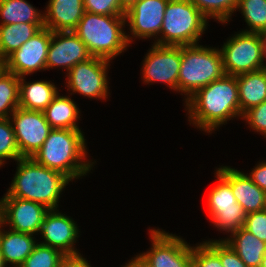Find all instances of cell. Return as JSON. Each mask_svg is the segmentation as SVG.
Segmentation results:
<instances>
[{"label":"cell","instance_id":"11","mask_svg":"<svg viewBox=\"0 0 266 267\" xmlns=\"http://www.w3.org/2000/svg\"><path fill=\"white\" fill-rule=\"evenodd\" d=\"M9 119L13 125L20 156L32 158L52 130L43 111L18 107Z\"/></svg>","mask_w":266,"mask_h":267},{"label":"cell","instance_id":"8","mask_svg":"<svg viewBox=\"0 0 266 267\" xmlns=\"http://www.w3.org/2000/svg\"><path fill=\"white\" fill-rule=\"evenodd\" d=\"M215 175L219 182L207 196L209 219L218 230L232 234L244 227L247 214L237 203L230 183L217 170Z\"/></svg>","mask_w":266,"mask_h":267},{"label":"cell","instance_id":"29","mask_svg":"<svg viewBox=\"0 0 266 267\" xmlns=\"http://www.w3.org/2000/svg\"><path fill=\"white\" fill-rule=\"evenodd\" d=\"M208 19L213 18L227 24L237 10L239 0H190Z\"/></svg>","mask_w":266,"mask_h":267},{"label":"cell","instance_id":"23","mask_svg":"<svg viewBox=\"0 0 266 267\" xmlns=\"http://www.w3.org/2000/svg\"><path fill=\"white\" fill-rule=\"evenodd\" d=\"M230 237L223 241L238 254L246 266L260 267L266 254V242L261 241L244 227L239 228Z\"/></svg>","mask_w":266,"mask_h":267},{"label":"cell","instance_id":"12","mask_svg":"<svg viewBox=\"0 0 266 267\" xmlns=\"http://www.w3.org/2000/svg\"><path fill=\"white\" fill-rule=\"evenodd\" d=\"M142 65V78L145 83H165L172 90L178 92L181 46L158 45L153 43Z\"/></svg>","mask_w":266,"mask_h":267},{"label":"cell","instance_id":"35","mask_svg":"<svg viewBox=\"0 0 266 267\" xmlns=\"http://www.w3.org/2000/svg\"><path fill=\"white\" fill-rule=\"evenodd\" d=\"M242 118L250 125L249 127L255 132H259L266 138V100L247 110Z\"/></svg>","mask_w":266,"mask_h":267},{"label":"cell","instance_id":"40","mask_svg":"<svg viewBox=\"0 0 266 267\" xmlns=\"http://www.w3.org/2000/svg\"><path fill=\"white\" fill-rule=\"evenodd\" d=\"M120 5L127 10L130 6H132L138 0H118Z\"/></svg>","mask_w":266,"mask_h":267},{"label":"cell","instance_id":"44","mask_svg":"<svg viewBox=\"0 0 266 267\" xmlns=\"http://www.w3.org/2000/svg\"><path fill=\"white\" fill-rule=\"evenodd\" d=\"M260 267H266V254L264 255V258L261 261Z\"/></svg>","mask_w":266,"mask_h":267},{"label":"cell","instance_id":"33","mask_svg":"<svg viewBox=\"0 0 266 267\" xmlns=\"http://www.w3.org/2000/svg\"><path fill=\"white\" fill-rule=\"evenodd\" d=\"M220 257L223 267H247L238 254L222 239L205 241Z\"/></svg>","mask_w":266,"mask_h":267},{"label":"cell","instance_id":"45","mask_svg":"<svg viewBox=\"0 0 266 267\" xmlns=\"http://www.w3.org/2000/svg\"><path fill=\"white\" fill-rule=\"evenodd\" d=\"M2 201L0 199V225H1Z\"/></svg>","mask_w":266,"mask_h":267},{"label":"cell","instance_id":"36","mask_svg":"<svg viewBox=\"0 0 266 267\" xmlns=\"http://www.w3.org/2000/svg\"><path fill=\"white\" fill-rule=\"evenodd\" d=\"M244 228L266 242V209L247 214Z\"/></svg>","mask_w":266,"mask_h":267},{"label":"cell","instance_id":"32","mask_svg":"<svg viewBox=\"0 0 266 267\" xmlns=\"http://www.w3.org/2000/svg\"><path fill=\"white\" fill-rule=\"evenodd\" d=\"M192 246L194 267H223L218 254L205 242Z\"/></svg>","mask_w":266,"mask_h":267},{"label":"cell","instance_id":"7","mask_svg":"<svg viewBox=\"0 0 266 267\" xmlns=\"http://www.w3.org/2000/svg\"><path fill=\"white\" fill-rule=\"evenodd\" d=\"M225 74L237 76L266 68L264 41L260 33L241 31L220 49Z\"/></svg>","mask_w":266,"mask_h":267},{"label":"cell","instance_id":"15","mask_svg":"<svg viewBox=\"0 0 266 267\" xmlns=\"http://www.w3.org/2000/svg\"><path fill=\"white\" fill-rule=\"evenodd\" d=\"M169 0H138L125 13L126 23L133 38H153L158 44L164 12ZM158 35V36H157Z\"/></svg>","mask_w":266,"mask_h":267},{"label":"cell","instance_id":"27","mask_svg":"<svg viewBox=\"0 0 266 267\" xmlns=\"http://www.w3.org/2000/svg\"><path fill=\"white\" fill-rule=\"evenodd\" d=\"M19 81L20 77L7 70L0 77V119L10 118L19 107Z\"/></svg>","mask_w":266,"mask_h":267},{"label":"cell","instance_id":"19","mask_svg":"<svg viewBox=\"0 0 266 267\" xmlns=\"http://www.w3.org/2000/svg\"><path fill=\"white\" fill-rule=\"evenodd\" d=\"M44 27L52 32L73 31L85 12L83 0H49Z\"/></svg>","mask_w":266,"mask_h":267},{"label":"cell","instance_id":"20","mask_svg":"<svg viewBox=\"0 0 266 267\" xmlns=\"http://www.w3.org/2000/svg\"><path fill=\"white\" fill-rule=\"evenodd\" d=\"M0 225V250L5 265L9 264L12 267H20L25 259L32 253L35 245L34 235L25 234L9 229L5 231ZM3 230V231H2Z\"/></svg>","mask_w":266,"mask_h":267},{"label":"cell","instance_id":"30","mask_svg":"<svg viewBox=\"0 0 266 267\" xmlns=\"http://www.w3.org/2000/svg\"><path fill=\"white\" fill-rule=\"evenodd\" d=\"M65 256L58 249L38 242L20 267H62Z\"/></svg>","mask_w":266,"mask_h":267},{"label":"cell","instance_id":"43","mask_svg":"<svg viewBox=\"0 0 266 267\" xmlns=\"http://www.w3.org/2000/svg\"><path fill=\"white\" fill-rule=\"evenodd\" d=\"M0 267H6L4 260H3V257H2L1 250H0Z\"/></svg>","mask_w":266,"mask_h":267},{"label":"cell","instance_id":"41","mask_svg":"<svg viewBox=\"0 0 266 267\" xmlns=\"http://www.w3.org/2000/svg\"><path fill=\"white\" fill-rule=\"evenodd\" d=\"M7 70L6 67V60L0 58V77L2 76V74Z\"/></svg>","mask_w":266,"mask_h":267},{"label":"cell","instance_id":"21","mask_svg":"<svg viewBox=\"0 0 266 267\" xmlns=\"http://www.w3.org/2000/svg\"><path fill=\"white\" fill-rule=\"evenodd\" d=\"M25 76L19 81V107L26 110L44 111L59 93L50 81L26 82Z\"/></svg>","mask_w":266,"mask_h":267},{"label":"cell","instance_id":"4","mask_svg":"<svg viewBox=\"0 0 266 267\" xmlns=\"http://www.w3.org/2000/svg\"><path fill=\"white\" fill-rule=\"evenodd\" d=\"M125 15H101L84 12L73 32L83 41L92 57L112 60L130 43L132 36L124 32Z\"/></svg>","mask_w":266,"mask_h":267},{"label":"cell","instance_id":"37","mask_svg":"<svg viewBox=\"0 0 266 267\" xmlns=\"http://www.w3.org/2000/svg\"><path fill=\"white\" fill-rule=\"evenodd\" d=\"M247 176L263 191L266 192V161L259 162Z\"/></svg>","mask_w":266,"mask_h":267},{"label":"cell","instance_id":"42","mask_svg":"<svg viewBox=\"0 0 266 267\" xmlns=\"http://www.w3.org/2000/svg\"><path fill=\"white\" fill-rule=\"evenodd\" d=\"M261 35L264 41V58H266V31L263 32Z\"/></svg>","mask_w":266,"mask_h":267},{"label":"cell","instance_id":"5","mask_svg":"<svg viewBox=\"0 0 266 267\" xmlns=\"http://www.w3.org/2000/svg\"><path fill=\"white\" fill-rule=\"evenodd\" d=\"M224 75L219 48H207L200 44L181 46L178 91L187 97L185 102L199 89Z\"/></svg>","mask_w":266,"mask_h":267},{"label":"cell","instance_id":"18","mask_svg":"<svg viewBox=\"0 0 266 267\" xmlns=\"http://www.w3.org/2000/svg\"><path fill=\"white\" fill-rule=\"evenodd\" d=\"M217 171L230 183L232 193L246 214L266 209V192L260 189L247 174L229 166Z\"/></svg>","mask_w":266,"mask_h":267},{"label":"cell","instance_id":"14","mask_svg":"<svg viewBox=\"0 0 266 267\" xmlns=\"http://www.w3.org/2000/svg\"><path fill=\"white\" fill-rule=\"evenodd\" d=\"M1 201L2 226L9 225L11 230L31 235L40 232L42 222L49 211L47 207L33 201L10 197L7 194H4Z\"/></svg>","mask_w":266,"mask_h":267},{"label":"cell","instance_id":"10","mask_svg":"<svg viewBox=\"0 0 266 267\" xmlns=\"http://www.w3.org/2000/svg\"><path fill=\"white\" fill-rule=\"evenodd\" d=\"M151 249L140 255L152 267H194L192 246L180 236L150 229Z\"/></svg>","mask_w":266,"mask_h":267},{"label":"cell","instance_id":"28","mask_svg":"<svg viewBox=\"0 0 266 267\" xmlns=\"http://www.w3.org/2000/svg\"><path fill=\"white\" fill-rule=\"evenodd\" d=\"M237 10L249 26V30L243 31L260 34L266 31V0H239Z\"/></svg>","mask_w":266,"mask_h":267},{"label":"cell","instance_id":"13","mask_svg":"<svg viewBox=\"0 0 266 267\" xmlns=\"http://www.w3.org/2000/svg\"><path fill=\"white\" fill-rule=\"evenodd\" d=\"M52 31L43 27L21 47L10 54L6 60L7 71L18 77L47 70L46 60Z\"/></svg>","mask_w":266,"mask_h":267},{"label":"cell","instance_id":"2","mask_svg":"<svg viewBox=\"0 0 266 267\" xmlns=\"http://www.w3.org/2000/svg\"><path fill=\"white\" fill-rule=\"evenodd\" d=\"M86 139L81 130L52 129L42 147L32 157L37 163L57 170L71 181L87 175L94 161H86Z\"/></svg>","mask_w":266,"mask_h":267},{"label":"cell","instance_id":"25","mask_svg":"<svg viewBox=\"0 0 266 267\" xmlns=\"http://www.w3.org/2000/svg\"><path fill=\"white\" fill-rule=\"evenodd\" d=\"M44 27V23L0 25V58L6 59Z\"/></svg>","mask_w":266,"mask_h":267},{"label":"cell","instance_id":"34","mask_svg":"<svg viewBox=\"0 0 266 267\" xmlns=\"http://www.w3.org/2000/svg\"><path fill=\"white\" fill-rule=\"evenodd\" d=\"M84 10L101 15H125L126 10L118 0H83Z\"/></svg>","mask_w":266,"mask_h":267},{"label":"cell","instance_id":"22","mask_svg":"<svg viewBox=\"0 0 266 267\" xmlns=\"http://www.w3.org/2000/svg\"><path fill=\"white\" fill-rule=\"evenodd\" d=\"M238 95L242 115L266 100V68L237 75Z\"/></svg>","mask_w":266,"mask_h":267},{"label":"cell","instance_id":"1","mask_svg":"<svg viewBox=\"0 0 266 267\" xmlns=\"http://www.w3.org/2000/svg\"><path fill=\"white\" fill-rule=\"evenodd\" d=\"M185 103L190 124L212 133L228 120L241 117L237 76L225 74L199 89Z\"/></svg>","mask_w":266,"mask_h":267},{"label":"cell","instance_id":"24","mask_svg":"<svg viewBox=\"0 0 266 267\" xmlns=\"http://www.w3.org/2000/svg\"><path fill=\"white\" fill-rule=\"evenodd\" d=\"M43 113L52 129L81 130L77 122L80 111L70 96H59L58 93Z\"/></svg>","mask_w":266,"mask_h":267},{"label":"cell","instance_id":"16","mask_svg":"<svg viewBox=\"0 0 266 267\" xmlns=\"http://www.w3.org/2000/svg\"><path fill=\"white\" fill-rule=\"evenodd\" d=\"M75 221L58 209H50L42 222L40 234L44 241L39 243L58 249L64 255L79 254L74 244L79 237Z\"/></svg>","mask_w":266,"mask_h":267},{"label":"cell","instance_id":"3","mask_svg":"<svg viewBox=\"0 0 266 267\" xmlns=\"http://www.w3.org/2000/svg\"><path fill=\"white\" fill-rule=\"evenodd\" d=\"M16 162L17 171L6 194L42 204L49 210L57 209L61 192L71 180L30 157H21Z\"/></svg>","mask_w":266,"mask_h":267},{"label":"cell","instance_id":"31","mask_svg":"<svg viewBox=\"0 0 266 267\" xmlns=\"http://www.w3.org/2000/svg\"><path fill=\"white\" fill-rule=\"evenodd\" d=\"M13 125L9 118L0 119V167L4 165L5 159H20Z\"/></svg>","mask_w":266,"mask_h":267},{"label":"cell","instance_id":"39","mask_svg":"<svg viewBox=\"0 0 266 267\" xmlns=\"http://www.w3.org/2000/svg\"><path fill=\"white\" fill-rule=\"evenodd\" d=\"M123 267H152V266L140 254H138L136 255V257H134V259L132 258Z\"/></svg>","mask_w":266,"mask_h":267},{"label":"cell","instance_id":"17","mask_svg":"<svg viewBox=\"0 0 266 267\" xmlns=\"http://www.w3.org/2000/svg\"><path fill=\"white\" fill-rule=\"evenodd\" d=\"M91 57L86 45L73 31L52 32L46 60L47 70L62 67L68 72L77 63Z\"/></svg>","mask_w":266,"mask_h":267},{"label":"cell","instance_id":"9","mask_svg":"<svg viewBox=\"0 0 266 267\" xmlns=\"http://www.w3.org/2000/svg\"><path fill=\"white\" fill-rule=\"evenodd\" d=\"M110 61L91 57L87 61L77 63L66 74L67 90L79 93L84 97L103 99L108 98V68Z\"/></svg>","mask_w":266,"mask_h":267},{"label":"cell","instance_id":"6","mask_svg":"<svg viewBox=\"0 0 266 267\" xmlns=\"http://www.w3.org/2000/svg\"><path fill=\"white\" fill-rule=\"evenodd\" d=\"M207 20L190 0H169L164 12L158 45L199 44L198 41L208 27Z\"/></svg>","mask_w":266,"mask_h":267},{"label":"cell","instance_id":"38","mask_svg":"<svg viewBox=\"0 0 266 267\" xmlns=\"http://www.w3.org/2000/svg\"><path fill=\"white\" fill-rule=\"evenodd\" d=\"M62 267H91L88 260L79 254L65 256Z\"/></svg>","mask_w":266,"mask_h":267},{"label":"cell","instance_id":"26","mask_svg":"<svg viewBox=\"0 0 266 267\" xmlns=\"http://www.w3.org/2000/svg\"><path fill=\"white\" fill-rule=\"evenodd\" d=\"M0 25L44 23V14L26 0H0Z\"/></svg>","mask_w":266,"mask_h":267}]
</instances>
